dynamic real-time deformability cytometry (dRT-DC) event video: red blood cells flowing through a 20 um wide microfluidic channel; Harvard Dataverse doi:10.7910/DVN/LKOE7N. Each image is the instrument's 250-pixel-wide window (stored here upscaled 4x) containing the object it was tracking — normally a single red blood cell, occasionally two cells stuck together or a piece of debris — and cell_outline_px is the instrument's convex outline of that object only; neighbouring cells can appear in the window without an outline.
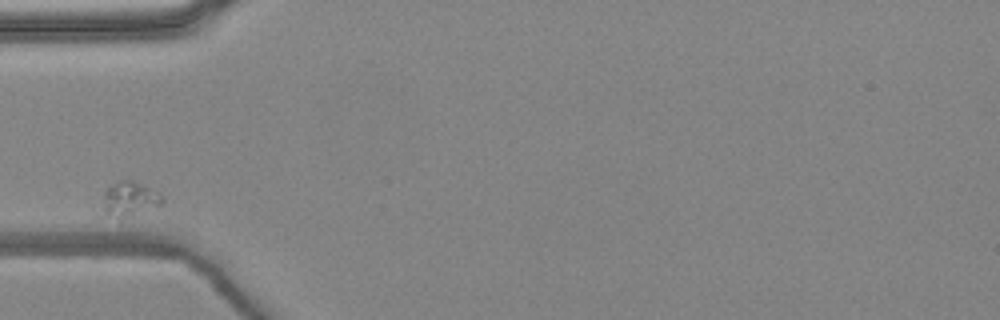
{"species": "common noctule bat (a hibernating species)", "species_latin": "Nyctalus noctula", "temperature_condition": "warm", "stored_images_in_passage": 4, "camera_frame_rate_fps": 3000, "um_per_image_px": 0.085, "animal": {"sex": "female", "body_mass_g": 24.6, "forearm_length_mm": 56.2}, "frame": {"image": 1, "passage_image": 1, "time_ms": 0.0, "image_size_px": [1000, 320], "cell_outline_px": [[164, 204], [120, 220], [96, 212], [104, 192], [112, 184], [120, 180], [132, 180], [160, 192], [164, 196]], "centroid_in_image_um": [10.93, 16.97], "position_along_channel_um": 74.1, "area_um2": 12.95}}